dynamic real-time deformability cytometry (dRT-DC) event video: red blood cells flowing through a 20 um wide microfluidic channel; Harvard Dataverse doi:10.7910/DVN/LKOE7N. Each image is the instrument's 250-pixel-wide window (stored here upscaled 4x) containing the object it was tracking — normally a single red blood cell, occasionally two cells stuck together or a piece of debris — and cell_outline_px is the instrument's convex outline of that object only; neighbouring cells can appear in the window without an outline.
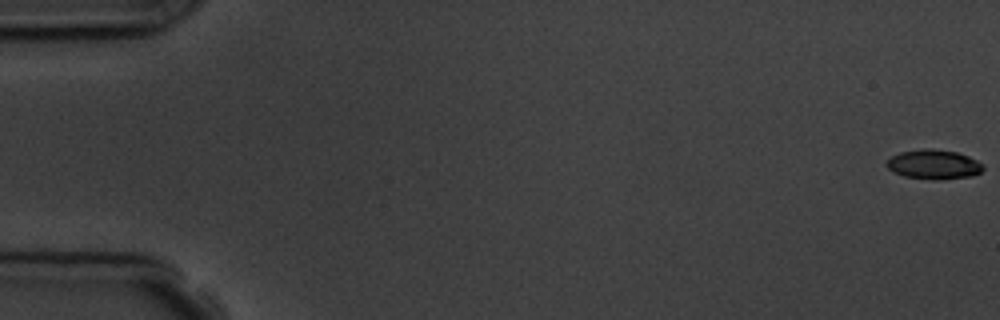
{"species": "common noctule bat (a hibernating species)", "species_latin": "Nyctalus noctula", "temperature_condition": "room temperature", "stored_images_in_passage": 6, "camera_frame_rate_fps": 3000, "um_per_image_px": 0.085, "animal": {"sex": "male", "body_mass_g": 19.5, "forearm_length_mm": 54.6}, "frame": {"image": 1, "passage_image": 1, "time_ms": 0.0, "image_size_px": [1000, 320], "cell_outline_px": [[984, 168], [980, 172], [972, 176], [940, 180], [936, 180], [904, 176], [888, 168], [884, 164], [892, 156], [900, 152], [924, 148], [932, 148], [956, 152], [968, 156], [984, 164]], "centroid_in_image_um": [79.38, 13.97], "position_along_channel_um": 5.6, "area_um2": 16.59}}
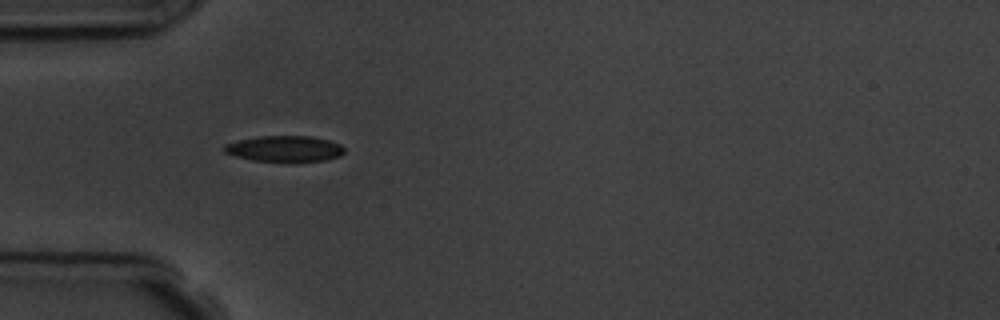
{"frame": {"image": 2, "passage_image": 5, "time_ms": 5.667, "image_size_px": [1000, 320], "cell_outline_px": [[344, 152], [340, 156], [328, 160], [296, 164], [288, 164], [252, 160], [236, 156], [224, 152], [224, 144], [236, 140], [260, 136], [312, 136], [328, 140], [340, 144], [344, 148]], "centroid_in_image_um": [24.22, 12.68], "position_along_channel_um": 60.8, "area_um2": 19.02}}